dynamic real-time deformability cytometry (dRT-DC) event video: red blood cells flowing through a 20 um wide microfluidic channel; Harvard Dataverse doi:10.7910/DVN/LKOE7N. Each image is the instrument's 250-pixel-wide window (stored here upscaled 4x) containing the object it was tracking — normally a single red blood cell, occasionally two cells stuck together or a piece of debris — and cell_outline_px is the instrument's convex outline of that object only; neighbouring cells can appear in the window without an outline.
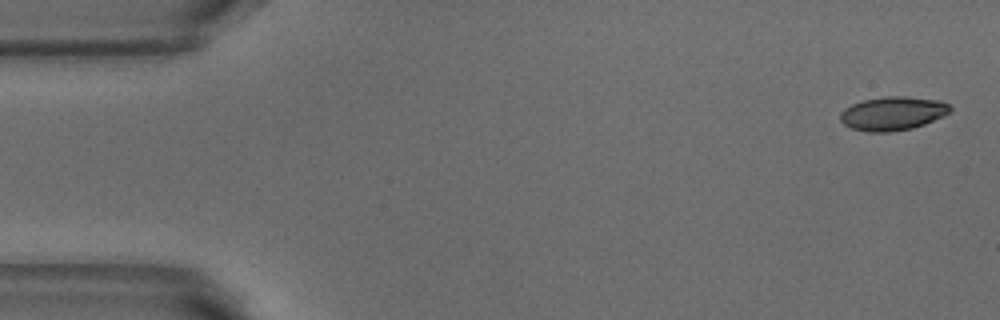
{"species": "common noctule bat (a hibernating species)", "species_latin": "Nyctalus noctula", "temperature_condition": "warm", "stored_images_in_passage": 51, "camera_frame_rate_fps": 3000, "um_per_image_px": 0.085, "animal": {"sex": "male", "body_mass_g": 18.8}, "frame": {"image": 1, "passage_image": 1, "time_ms": 0.0, "image_size_px": [1000, 320], "cell_outline_px": [[952, 112], [944, 116], [924, 124], [912, 128], [888, 132], [868, 132], [852, 128], [844, 124], [840, 120], [840, 112], [844, 108], [852, 104], [864, 100], [888, 96], [904, 96], [940, 100], [948, 104], [952, 108]], "centroid_in_image_um": [75.9, 9.64], "position_along_channel_um": 9.1, "area_um2": 21.62}}
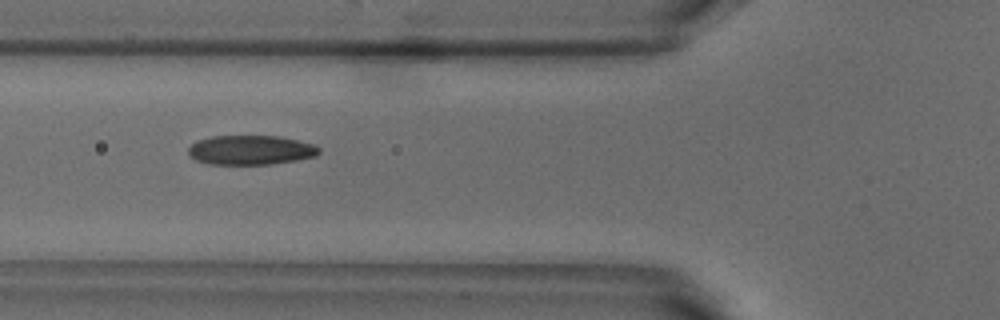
{"frame": {"image": 2, "passage_image": 18, "time_ms": 5.667, "image_size_px": [1000, 320], "cell_outline_px": [[320, 152], [316, 156], [296, 160], [268, 164], [208, 164], [196, 160], [188, 156], [188, 148], [196, 140], [212, 136], [280, 136], [316, 144], [320, 148]], "centroid_in_image_um": [21.3, 12.74], "position_along_channel_um": 104.5, "area_um2": 22.6}}
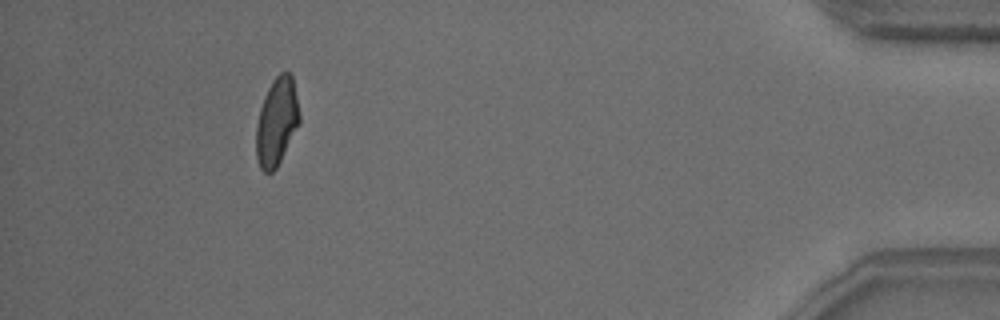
{"frame": {"image": 3, "passage_image": 47, "time_ms": 15.333, "image_size_px": [1000, 320], "cell_outline_px": [[300, 124], [276, 168], [272, 172], [264, 172], [260, 168], [256, 156], [256, 128], [260, 108], [264, 96], [272, 80], [280, 72], [288, 72], [292, 76], [300, 116]], "centroid_in_image_um": [23.52, 10.35], "position_along_channel_um": 411.7, "area_um2": 22.08}, "authors_computed_cell_mechanics": {"area_um2": 22.253, "velocity_mm_per_s": 3.8293, "shape_relaxation_time_tau1_ms": 4.0079, "shape_relaxation_time_tau2_ms": 1.6926, "deformation_change_tau1": 0.1606, "deformation_change_tau2": 0.0665}}